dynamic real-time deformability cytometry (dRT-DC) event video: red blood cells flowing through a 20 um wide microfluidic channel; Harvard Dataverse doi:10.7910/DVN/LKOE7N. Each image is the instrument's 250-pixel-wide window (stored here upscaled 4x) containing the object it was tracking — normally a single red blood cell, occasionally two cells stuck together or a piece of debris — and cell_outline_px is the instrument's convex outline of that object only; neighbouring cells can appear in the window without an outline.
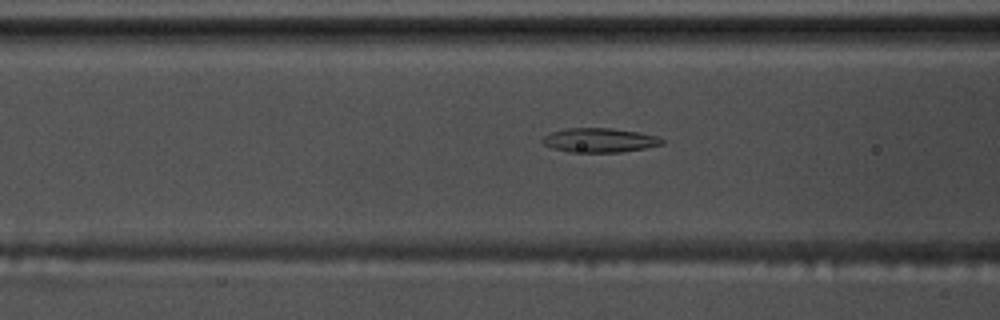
{"species": "common noctule bat (a hibernating species)", "species_latin": "Nyctalus noctula", "temperature_condition": "warm", "stored_images_in_passage": 50, "camera_frame_rate_fps": 3000, "um_per_image_px": 0.085, "animal": {"sex": "male", "body_mass_g": 17.5, "forearm_length_mm": 52.3}, "frame": {"image": 1, "passage_image": 17, "time_ms": 5.333, "image_size_px": [1000, 320], "cell_outline_px": [[664, 144], [644, 148], [620, 152], [568, 152], [552, 148], [544, 144], [540, 140], [544, 136], [552, 132], [564, 128], [612, 128], [640, 132], [656, 136], [664, 140]], "centroid_in_image_um": [50.95, 11.91], "position_along_channel_um": 115.7, "area_um2": 16.94}}
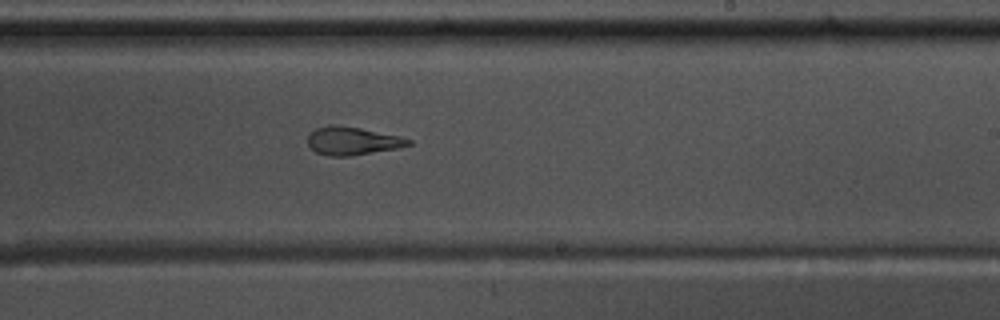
{"frame": {"image": 2, "passage_image": 29, "time_ms": 9.333, "image_size_px": [1000, 320], "cell_outline_px": [[412, 144], [400, 148], [352, 156], [328, 156], [316, 152], [308, 144], [308, 136], [316, 128], [328, 124], [332, 124], [360, 128], [400, 136], [412, 140]], "centroid_in_image_um": [29.98, 11.98], "position_along_channel_um": 259.0, "area_um2": 16.59}}
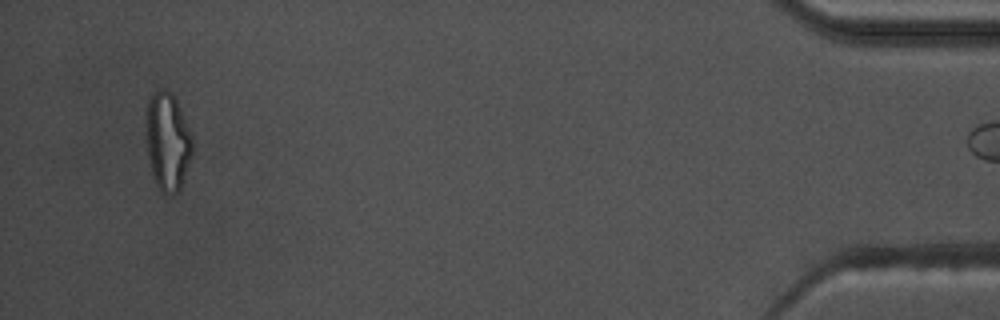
{"frame": {"image": 3, "passage_image": 49, "time_ms": 16.0, "image_size_px": [1000, 320], "cell_outline_px": [[192, 152], [180, 188], [172, 196], [164, 196], [156, 184], [152, 176], [148, 156], [144, 116], [148, 100], [152, 92], [156, 88], [164, 88], [172, 92], [176, 100], [192, 136]], "centroid_in_image_um": [14.2, 11.99], "position_along_channel_um": 421.0, "area_um2": 26.88}}